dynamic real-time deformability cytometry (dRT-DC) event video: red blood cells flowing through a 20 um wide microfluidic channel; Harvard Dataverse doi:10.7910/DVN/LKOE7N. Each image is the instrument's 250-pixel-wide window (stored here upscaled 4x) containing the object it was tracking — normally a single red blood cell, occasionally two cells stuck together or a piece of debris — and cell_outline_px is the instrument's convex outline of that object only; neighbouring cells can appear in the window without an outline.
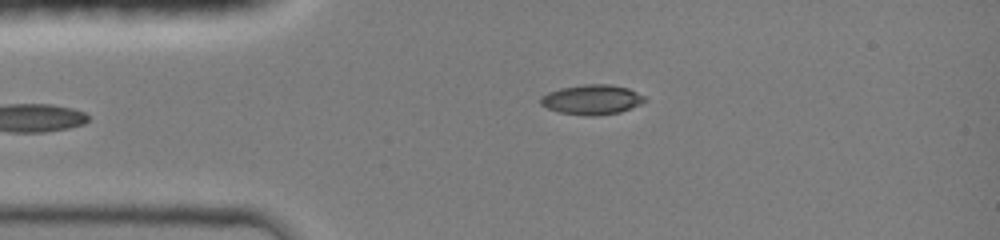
{"species": "common noctule bat (a hibernating species)", "species_latin": "Nyctalus noctula", "temperature_condition": "room temperature", "stored_images_in_passage": 37, "camera_frame_rate_fps": 3000, "um_per_image_px": 0.085, "animal": {"sex": "female", "body_mass_g": 19.0, "forearm_length_mm": 51.5}, "frame": {"image": 1, "passage_image": 1, "time_ms": 0.0, "image_size_px": [1000, 240], "cell_outline_px": [[648, 100], [640, 104], [620, 112], [596, 116], [588, 116], [560, 112], [548, 108], [540, 104], [540, 96], [548, 92], [560, 88], [584, 84], [608, 84], [628, 88], [644, 96]], "centroid_in_image_um": [50.3, 8.46], "position_along_channel_um": 34.7, "area_um2": 18.09}}
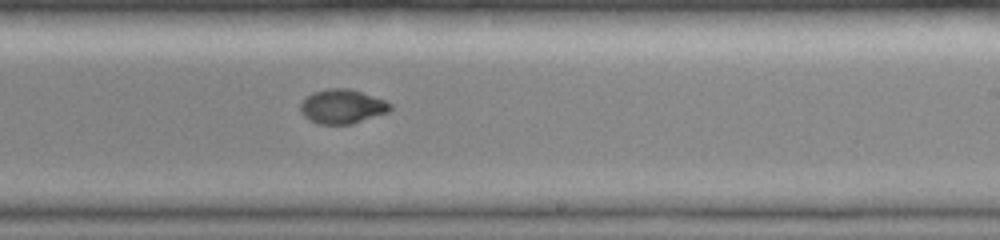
{"frame": {"image": 2, "passage_image": 19, "time_ms": 6.0, "image_size_px": [1000, 240], "cell_outline_px": [[392, 108], [388, 112], [352, 124], [320, 124], [308, 120], [300, 112], [300, 104], [312, 92], [328, 88], [348, 88], [384, 100], [392, 104]], "centroid_in_image_um": [29.07, 9.06], "position_along_channel_um": 259.9, "area_um2": 17.86}}
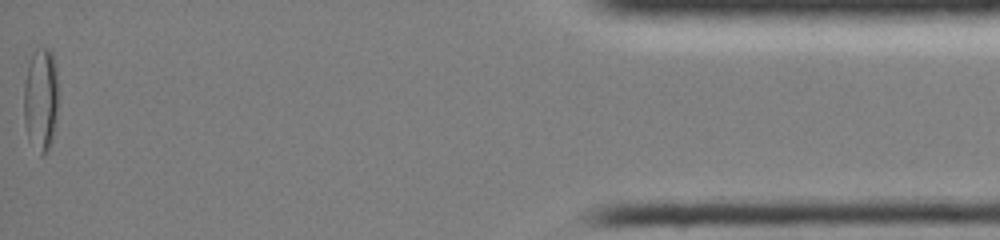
{"frame": {"image": 3, "passage_image": 37, "time_ms": 12.0, "image_size_px": [1000, 240], "cell_outline_px": [[56, 120], [52, 140], [48, 152], [44, 156], [40, 156], [28, 140], [24, 120], [24, 84], [28, 64], [32, 52], [36, 48], [48, 48], [52, 52], [56, 64]], "centroid_in_image_um": [3.45, 8.48], "position_along_channel_um": 431.8, "area_um2": 20.98}, "authors_computed_cell_mechanics": {"area_um2": 18.1492, "velocity_mm_per_s": 4.2101, "shape_relaxation_time_tau1_ms": 10.5227, "shape_relaxation_time_tau2_ms": 0.8678, "deformation_change_tau1": 0.3301, "deformation_change_tau2": 0.0338}}